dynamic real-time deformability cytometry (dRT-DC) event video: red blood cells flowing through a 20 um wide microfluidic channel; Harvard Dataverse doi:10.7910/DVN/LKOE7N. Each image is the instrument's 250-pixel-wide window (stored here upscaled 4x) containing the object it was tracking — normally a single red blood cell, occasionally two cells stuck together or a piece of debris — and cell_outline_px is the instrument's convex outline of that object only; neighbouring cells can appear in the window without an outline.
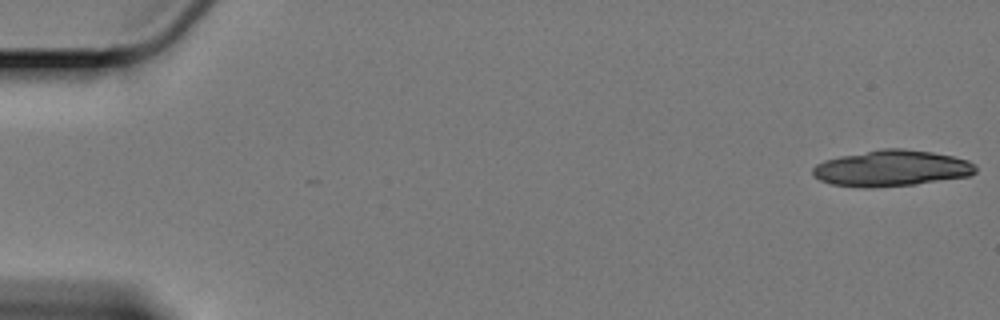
{"species": "Egyptian fruit bat (a non-hibernating species)", "species_latin": "Rousettus aegyptiacus", "temperature_condition": "cold", "stored_images_in_passage": 5, "camera_frame_rate_fps": 3000, "um_per_image_px": 0.085, "animal": {"sex": "female"}, "frame": {"image": 1, "passage_image": 1, "time_ms": 0.0, "image_size_px": [1000, 320], "cell_outline_px": [[976, 172], [968, 176], [916, 184], [872, 188], [864, 188], [832, 184], [820, 180], [812, 176], [812, 168], [816, 164], [824, 160], [840, 156], [884, 148], [900, 148], [932, 152], [952, 156], [968, 160], [976, 164]], "centroid_in_image_um": [75.76, 14.31], "position_along_channel_um": 9.2, "area_um2": 34.33}}